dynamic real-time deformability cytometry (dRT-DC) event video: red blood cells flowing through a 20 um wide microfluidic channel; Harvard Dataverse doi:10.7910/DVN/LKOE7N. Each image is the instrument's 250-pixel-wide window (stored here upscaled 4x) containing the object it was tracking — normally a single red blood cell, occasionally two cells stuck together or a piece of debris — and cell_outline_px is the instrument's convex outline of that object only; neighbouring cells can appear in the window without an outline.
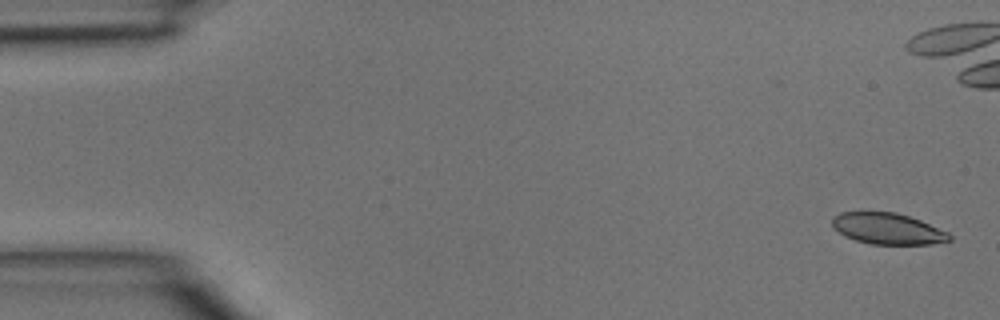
{"species": "common noctule bat (a hibernating species)", "species_latin": "Nyctalus noctula", "temperature_condition": "room temperature", "stored_images_in_passage": 6, "camera_frame_rate_fps": 3000, "um_per_image_px": 0.085, "animal": {"sex": "male", "body_mass_g": 15.6}, "frame": {"image": 1, "passage_image": 1, "time_ms": 0.0, "image_size_px": [1000, 320], "cell_outline_px": [[952, 240], [932, 244], [868, 244], [844, 236], [832, 228], [832, 216], [840, 212], [896, 212], [920, 220], [948, 232], [952, 236]], "centroid_in_image_um": [75.43, 19.44], "position_along_channel_um": 9.6, "area_um2": 21.44}}